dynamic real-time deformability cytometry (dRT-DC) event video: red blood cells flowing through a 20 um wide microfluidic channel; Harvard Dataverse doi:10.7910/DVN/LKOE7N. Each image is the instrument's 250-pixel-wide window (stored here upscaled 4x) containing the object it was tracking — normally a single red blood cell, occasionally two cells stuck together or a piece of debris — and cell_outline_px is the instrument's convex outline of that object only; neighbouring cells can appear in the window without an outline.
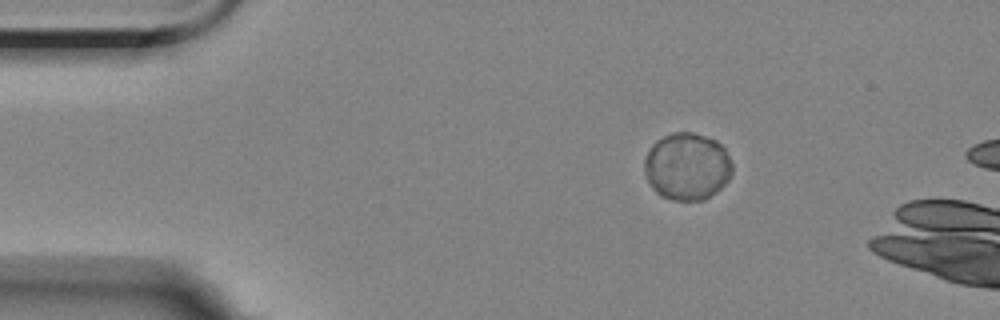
{"species": "Egyptian fruit bat (a non-hibernating species)", "species_latin": "Rousettus aegyptiacus", "temperature_condition": "room temperature", "stored_images_in_passage": 3, "camera_frame_rate_fps": 3000, "um_per_image_px": 0.085, "animal": {"sex": "female"}, "frame": {"image": 1, "passage_image": 1, "time_ms": 0.0, "image_size_px": [1000, 320], "cell_outline_px": [[732, 172], [728, 180], [716, 192], [704, 200], [672, 200], [660, 196], [652, 188], [644, 172], [644, 160], [652, 144], [656, 140], [672, 132], [692, 132], [716, 140], [724, 148], [732, 164]], "centroid_in_image_um": [58.39, 14.15], "position_along_channel_um": 26.6, "area_um2": 34.51}}